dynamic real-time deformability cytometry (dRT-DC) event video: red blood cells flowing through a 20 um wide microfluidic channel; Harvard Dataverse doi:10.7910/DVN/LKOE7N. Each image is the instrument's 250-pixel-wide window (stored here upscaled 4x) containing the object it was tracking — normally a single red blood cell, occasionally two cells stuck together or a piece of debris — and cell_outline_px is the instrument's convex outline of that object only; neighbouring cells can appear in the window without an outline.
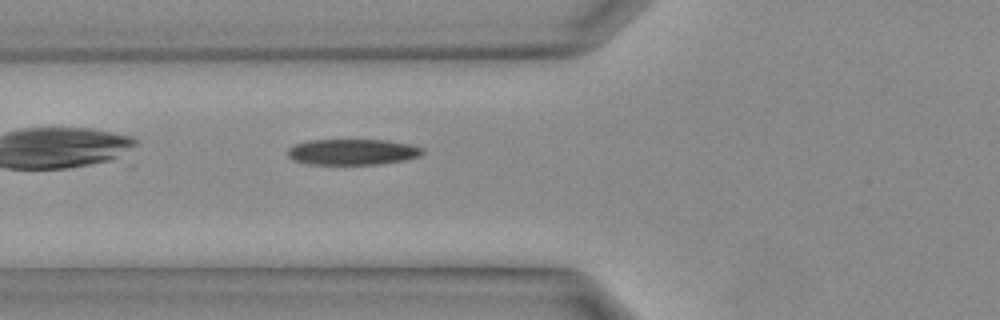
{"species": "Egyptian fruit bat (a non-hibernating species)", "species_latin": "Rousettus aegyptiacus", "temperature_condition": "warm", "stored_images_in_passage": 22, "camera_frame_rate_fps": 3000, "um_per_image_px": 0.085, "animal": {"sex": "female"}, "frame": {"image": 1, "passage_image": 4, "time_ms": 1.0, "image_size_px": [1000, 320], "cell_outline_px": [[424, 152], [420, 156], [404, 160], [380, 164], [308, 164], [292, 160], [288, 156], [288, 148], [296, 144], [308, 140], [384, 140], [408, 144], [424, 148]], "centroid_in_image_um": [29.95, 12.92], "position_along_channel_um": 95.8, "area_um2": 20.29}}